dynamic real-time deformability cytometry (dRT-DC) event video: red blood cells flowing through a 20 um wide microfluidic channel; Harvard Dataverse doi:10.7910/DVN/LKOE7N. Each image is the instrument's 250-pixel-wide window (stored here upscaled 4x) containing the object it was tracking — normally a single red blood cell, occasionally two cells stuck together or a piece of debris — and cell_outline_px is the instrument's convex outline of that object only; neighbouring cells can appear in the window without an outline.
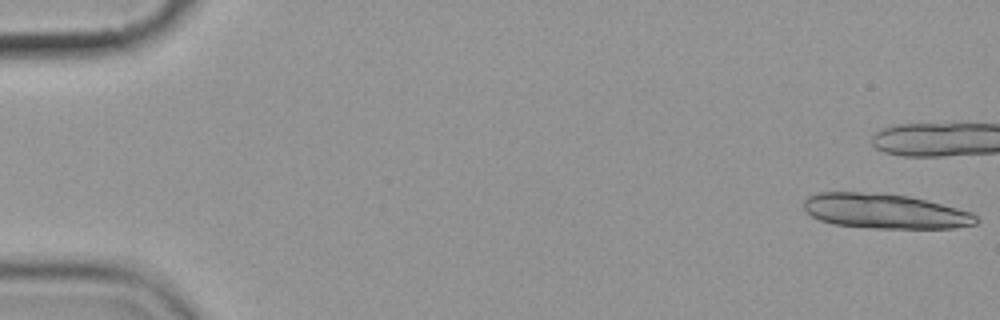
{"species": "common noctule bat (a hibernating species)", "species_latin": "Nyctalus noctula", "temperature_condition": "cold", "stored_images_in_passage": 5, "camera_frame_rate_fps": 3000, "um_per_image_px": 0.085, "animal": {"sex": "female", "body_mass_g": 19.9}, "frame": {"image": 1, "passage_image": 1, "time_ms": 0.0, "image_size_px": [1000, 320], "cell_outline_px": [[980, 220], [976, 224], [956, 228], [876, 228], [832, 224], [820, 220], [812, 216], [804, 208], [804, 200], [808, 196], [820, 192], [860, 192], [908, 196], [972, 212]], "centroid_in_image_um": [75.22, 17.96], "position_along_channel_um": 9.8, "area_um2": 34.68}}